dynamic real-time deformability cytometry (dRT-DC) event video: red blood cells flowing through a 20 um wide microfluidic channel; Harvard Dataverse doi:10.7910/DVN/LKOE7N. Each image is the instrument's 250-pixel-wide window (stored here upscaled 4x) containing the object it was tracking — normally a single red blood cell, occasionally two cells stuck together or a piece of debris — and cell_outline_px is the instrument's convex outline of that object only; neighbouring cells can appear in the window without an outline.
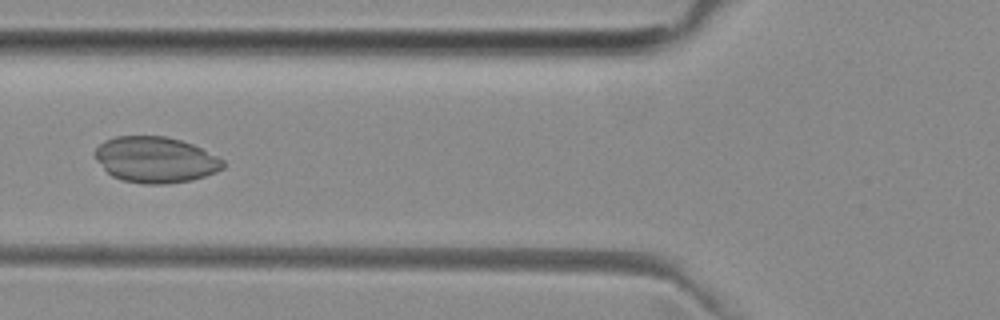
{"species": "common noctule bat (a hibernating species)", "species_latin": "Nyctalus noctula", "temperature_condition": "room temperature", "stored_images_in_passage": 42, "camera_frame_rate_fps": 3000, "um_per_image_px": 0.085, "animal": {"sex": "female", "body_mass_g": 29.2, "forearm_length_mm": 56.3}, "frame": {"image": 1, "passage_image": 13, "time_ms": 4.0, "image_size_px": [1000, 320], "cell_outline_px": [[224, 168], [216, 172], [192, 180], [168, 184], [144, 184], [120, 180], [112, 176], [96, 160], [96, 148], [104, 140], [116, 136], [164, 136], [180, 140], [192, 144], [224, 160]], "centroid_in_image_um": [13.21, 13.58], "position_along_channel_um": 112.6, "area_um2": 34.22}}
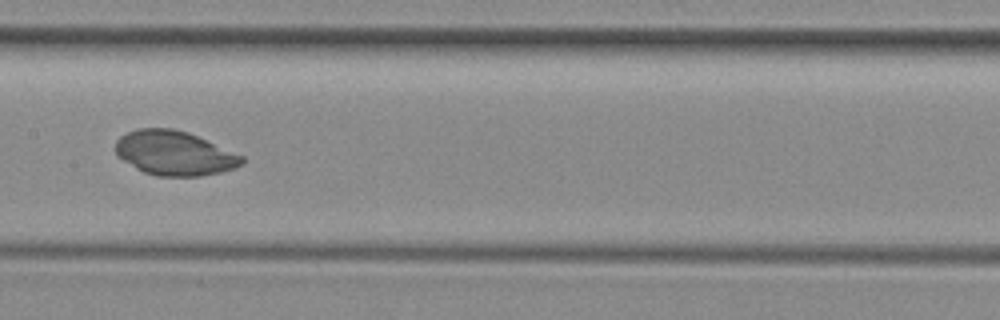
{"frame": {"image": 2, "passage_image": 19, "time_ms": 6.0, "image_size_px": [1000, 320], "cell_outline_px": [[244, 164], [236, 168], [220, 172], [200, 176], [156, 176], [144, 172], [136, 168], [124, 160], [116, 152], [116, 140], [120, 136], [136, 128], [172, 128], [188, 132], [244, 156]], "centroid_in_image_um": [14.85, 13.02], "position_along_channel_um": 192.5, "area_um2": 32.66}}
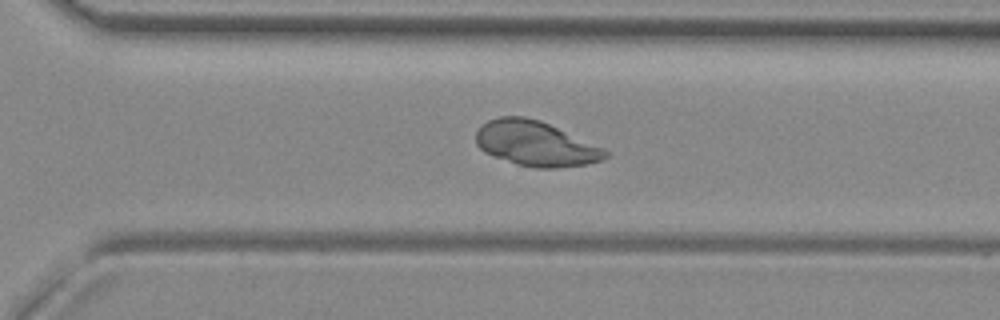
{"frame": {"image": 3, "passage_image": 29, "time_ms": 9.333, "image_size_px": [1000, 320], "cell_outline_px": [[608, 156], [600, 160], [584, 164], [556, 168], [536, 168], [516, 164], [492, 156], [484, 152], [476, 144], [476, 132], [480, 124], [488, 120], [500, 116], [524, 116], [540, 120], [604, 148], [608, 152]], "centroid_in_image_um": [45.48, 12.2], "position_along_channel_um": 325.1, "area_um2": 33.87}}